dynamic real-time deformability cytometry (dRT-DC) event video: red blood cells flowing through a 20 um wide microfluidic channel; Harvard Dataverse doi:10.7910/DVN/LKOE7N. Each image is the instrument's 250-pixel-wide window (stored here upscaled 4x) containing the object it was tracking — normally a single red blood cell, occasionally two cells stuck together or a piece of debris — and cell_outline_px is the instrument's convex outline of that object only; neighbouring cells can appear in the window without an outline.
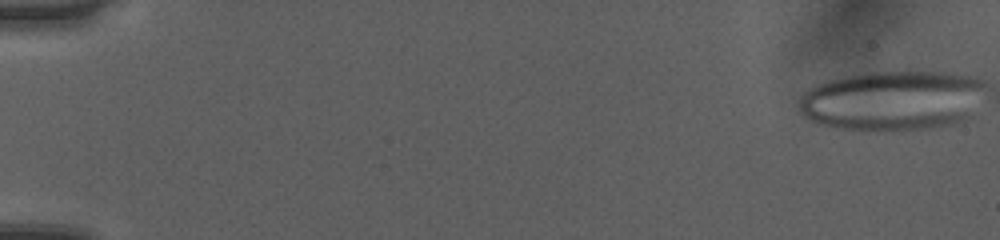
{"species": "human", "species_latin": "Homo sapiens", "temperature_condition": "room temperature", "stored_images_in_passage": 18, "camera_frame_rate_fps": 3000, "um_per_image_px": 0.085, "donor": {"sex": "female"}, "frame": {"image": 1, "passage_image": 1, "time_ms": 0.0, "image_size_px": [1000, 240], "cell_outline_px": [[984, 84], [960, 116], [956, 120], [928, 128], [904, 132], [876, 132], [844, 128], [828, 124], [816, 120], [800, 112], [800, 104], [808, 92], [816, 84], [828, 80], [844, 76], [872, 72], [952, 72], [972, 76], [980, 80]], "centroid_in_image_um": [75.75, 8.53], "position_along_channel_um": 9.3, "area_um2": 62.66}}